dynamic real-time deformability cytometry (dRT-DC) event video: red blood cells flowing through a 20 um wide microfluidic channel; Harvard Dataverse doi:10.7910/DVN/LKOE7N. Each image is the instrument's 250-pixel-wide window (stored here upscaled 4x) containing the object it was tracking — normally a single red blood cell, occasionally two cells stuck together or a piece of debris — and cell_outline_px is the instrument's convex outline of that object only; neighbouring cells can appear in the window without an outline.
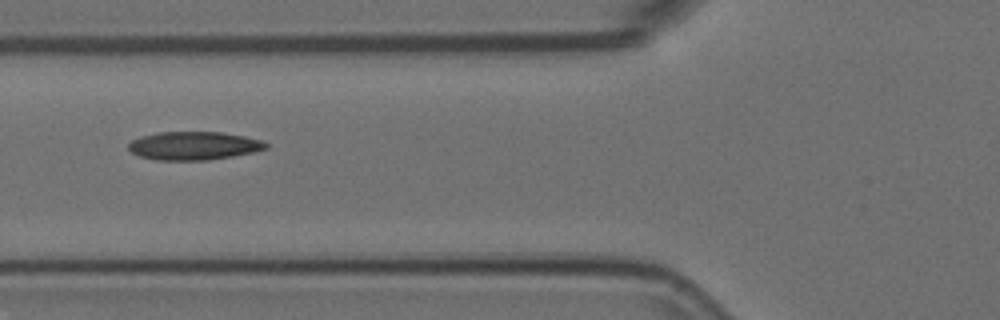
{"species": "Egyptian fruit bat (a non-hibernating species)", "species_latin": "Rousettus aegyptiacus", "temperature_condition": "room temperature", "stored_images_in_passage": 2, "camera_frame_rate_fps": 3000, "um_per_image_px": 0.085, "animal": {"sex": "female"}, "frame": {"image": 1, "passage_image": 2, "time_ms": 0.333, "image_size_px": [1000, 320], "cell_outline_px": [[268, 148], [252, 152], [232, 156], [208, 160], [156, 160], [140, 156], [132, 152], [128, 148], [128, 144], [132, 140], [140, 136], [156, 132], [220, 132], [244, 136], [260, 140], [268, 144]], "centroid_in_image_um": [16.44, 12.38], "position_along_channel_um": 109.4, "area_um2": 22.6}}